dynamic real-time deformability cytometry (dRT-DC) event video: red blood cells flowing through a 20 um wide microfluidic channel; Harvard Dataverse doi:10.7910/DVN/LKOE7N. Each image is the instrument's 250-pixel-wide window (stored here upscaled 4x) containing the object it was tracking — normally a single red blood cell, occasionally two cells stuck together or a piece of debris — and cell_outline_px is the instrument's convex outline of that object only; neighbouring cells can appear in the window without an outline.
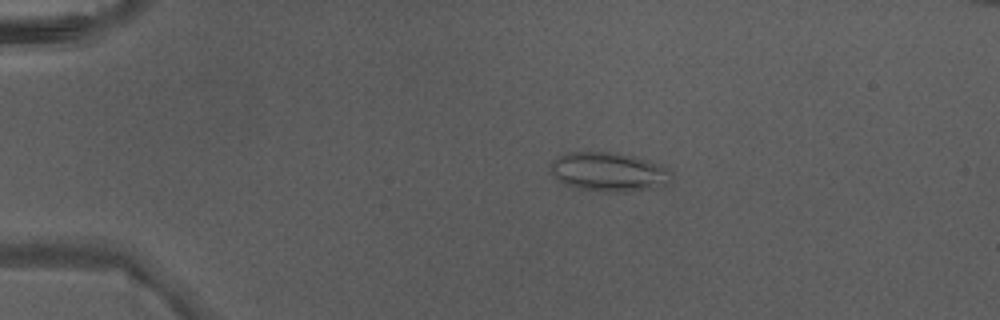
{"species": "Egyptian fruit bat (a non-hibernating species)", "species_latin": "Rousettus aegyptiacus", "temperature_condition": "warm", "stored_images_in_passage": 4, "camera_frame_rate_fps": 3000, "um_per_image_px": 0.085, "animal": {"sex": "male"}, "frame": {"image": 1, "passage_image": 1, "time_ms": 0.0, "image_size_px": [1000, 320], "cell_outline_px": [[672, 172], [664, 188], [628, 192], [604, 192], [580, 188], [568, 184], [552, 176], [548, 168], [548, 164], [552, 160], [568, 152], [612, 152], [636, 156], [660, 164], [668, 168]], "centroid_in_image_um": [51.77, 14.61], "position_along_channel_um": 33.2, "area_um2": 27.98}}